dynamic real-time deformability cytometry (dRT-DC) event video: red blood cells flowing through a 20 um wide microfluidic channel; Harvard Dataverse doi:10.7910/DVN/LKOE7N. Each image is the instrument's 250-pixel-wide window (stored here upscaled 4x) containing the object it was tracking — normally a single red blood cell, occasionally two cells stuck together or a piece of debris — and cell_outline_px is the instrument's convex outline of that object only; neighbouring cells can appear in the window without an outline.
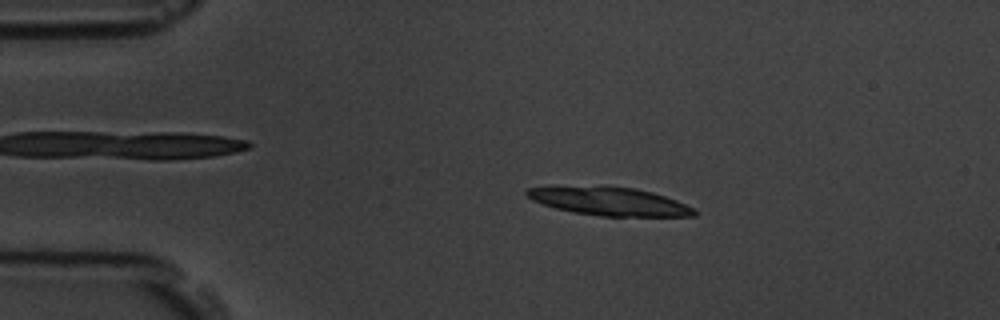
{"species": "common noctule bat (a hibernating species)", "species_latin": "Nyctalus noctula", "temperature_condition": "room temperature", "stored_images_in_passage": 9, "camera_frame_rate_fps": 3000, "um_per_image_px": 0.085, "animal": {"sex": "male", "body_mass_g": 19.5, "forearm_length_mm": 54.6}, "frame": {"image": 1, "passage_image": 2, "time_ms": 1.0, "image_size_px": [1000, 320], "cell_outline_px": [[696, 216], [600, 216], [572, 212], [556, 208], [532, 200], [524, 192], [528, 188], [552, 184], [608, 184], [636, 188], [652, 192], [676, 200], [696, 208]], "centroid_in_image_um": [51.71, 17.05], "position_along_channel_um": 33.3, "area_um2": 28.84}}